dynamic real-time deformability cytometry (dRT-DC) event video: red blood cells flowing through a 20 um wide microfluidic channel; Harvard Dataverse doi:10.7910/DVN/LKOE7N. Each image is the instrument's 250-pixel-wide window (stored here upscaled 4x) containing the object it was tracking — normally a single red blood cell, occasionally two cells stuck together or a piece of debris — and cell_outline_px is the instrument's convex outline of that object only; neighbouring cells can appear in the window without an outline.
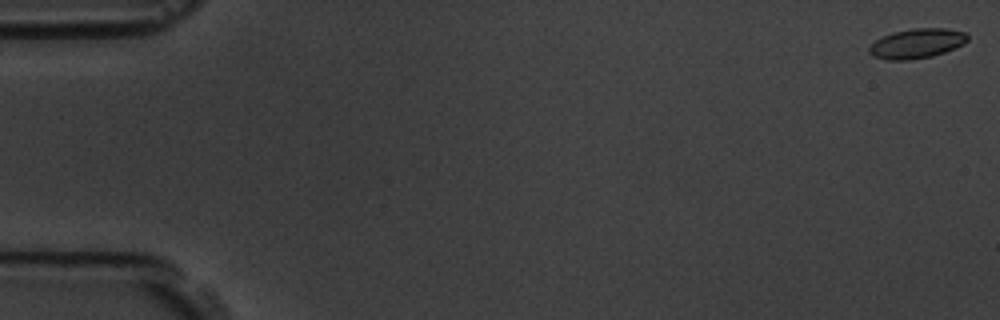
{"species": "common noctule bat (a hibernating species)", "species_latin": "Nyctalus noctula", "temperature_condition": "room temperature", "stored_images_in_passage": 58, "camera_frame_rate_fps": 3000, "um_per_image_px": 0.085, "animal": {"sex": "male", "body_mass_g": 19.5, "forearm_length_mm": 54.6}, "frame": {"image": 1, "passage_image": 1, "time_ms": 0.0, "image_size_px": [1000, 320], "cell_outline_px": [[968, 40], [964, 44], [944, 52], [932, 56], [908, 60], [888, 60], [872, 56], [868, 52], [868, 48], [876, 40], [892, 32], [912, 28], [948, 28], [964, 32], [968, 36]], "centroid_in_image_um": [77.92, 3.69], "position_along_channel_um": 7.1, "area_um2": 17.05}}
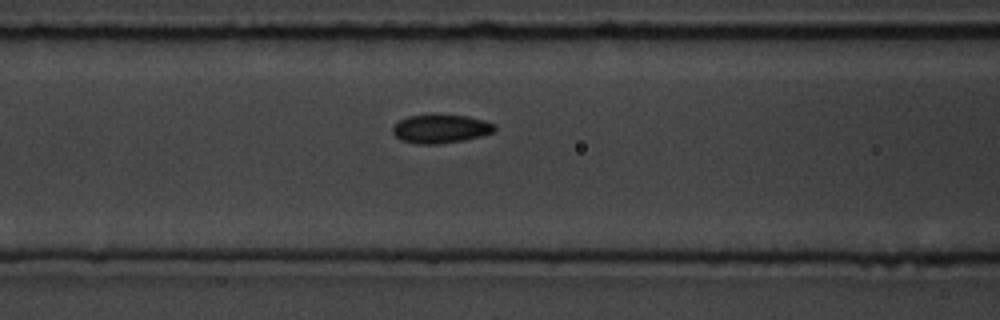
{"frame": {"image": 2, "passage_image": 24, "time_ms": 7.667, "image_size_px": [1000, 320], "cell_outline_px": [[496, 128], [492, 132], [480, 136], [464, 140], [436, 144], [416, 144], [400, 140], [392, 132], [392, 128], [400, 120], [408, 116], [468, 116], [484, 120], [496, 124]], "centroid_in_image_um": [37.46, 10.97], "position_along_channel_um": 129.1, "area_um2": 16.65}}
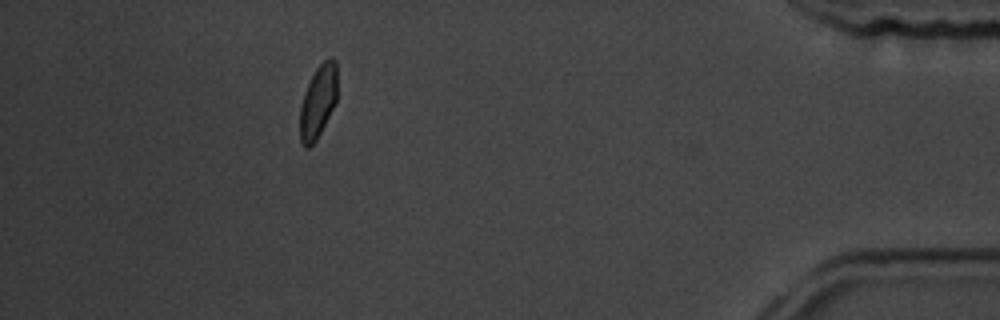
{"frame": {"image": 3, "passage_image": 52, "time_ms": 17.0, "image_size_px": [1000, 320], "cell_outline_px": [[336, 100], [316, 140], [308, 148], [304, 148], [300, 140], [300, 108], [304, 92], [316, 68], [328, 56], [332, 56], [336, 60]], "centroid_in_image_um": [27.02, 8.61], "position_along_channel_um": 408.2, "area_um2": 15.61}, "authors_computed_cell_mechanics": {"area_um2": 16.9932, "velocity_mm_per_s": 3.5689, "shape_relaxation_time_tau1_ms": 2.6701, "shape_relaxation_time_tau2_ms": 1.7357, "deformation_change_tau1": 0.0712, "deformation_change_tau2": 0.0509}}